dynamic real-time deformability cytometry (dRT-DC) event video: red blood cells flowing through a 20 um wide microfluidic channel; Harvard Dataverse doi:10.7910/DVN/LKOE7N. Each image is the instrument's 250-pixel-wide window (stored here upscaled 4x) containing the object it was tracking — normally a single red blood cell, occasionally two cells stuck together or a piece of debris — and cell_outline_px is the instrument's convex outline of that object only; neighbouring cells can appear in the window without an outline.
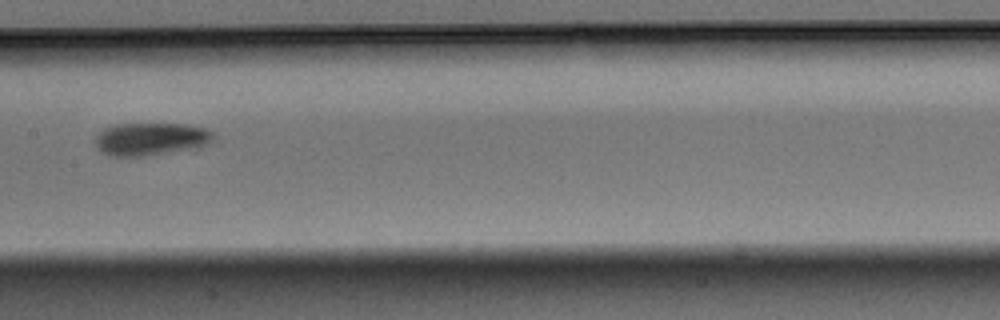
{"species": "Egyptian fruit bat (a non-hibernating species)", "species_latin": "Rousettus aegyptiacus", "temperature_condition": "warm", "stored_images_in_passage": 15, "camera_frame_rate_fps": 3000, "um_per_image_px": 0.085, "animal": {"sex": "male"}, "frame": {"image": 1, "passage_image": 8, "time_ms": 2.333, "image_size_px": [1000, 320], "cell_outline_px": [[216, 136], [208, 144], [188, 148], [144, 156], [108, 156], [100, 152], [96, 148], [96, 136], [104, 128], [120, 124], [188, 124], [204, 128], [212, 132]], "centroid_in_image_um": [12.77, 11.81], "position_along_channel_um": 194.6, "area_um2": 22.25}}
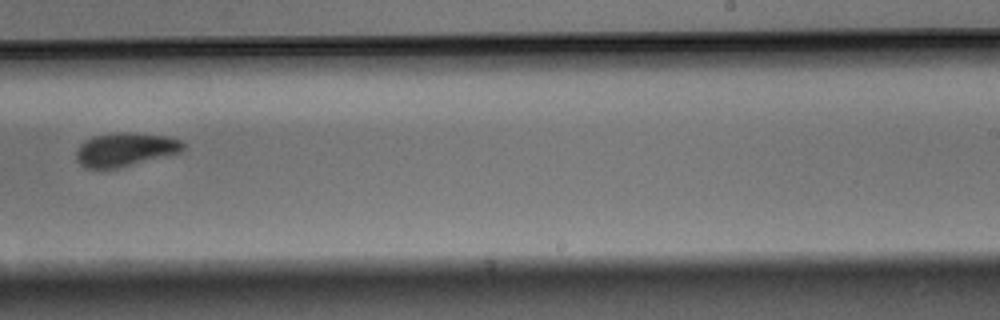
{"frame": {"image": 2, "passage_image": 10, "time_ms": 3.0, "image_size_px": [1000, 320], "cell_outline_px": [[184, 148], [180, 152], [116, 168], [84, 168], [76, 160], [76, 152], [80, 144], [92, 136], [116, 132], [132, 132], [168, 136], [180, 140], [184, 144]], "centroid_in_image_um": [10.61, 12.69], "position_along_channel_um": 278.4, "area_um2": 20.81}}
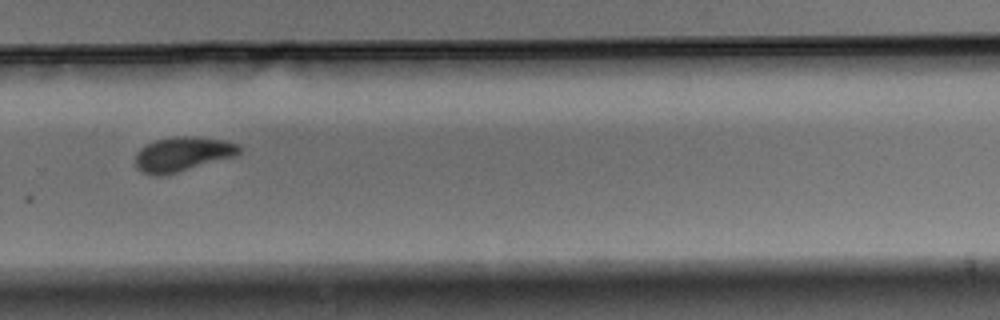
{"frame": {"image": 3, "passage_image": 11, "time_ms": 3.333, "image_size_px": [1000, 320], "cell_outline_px": [[240, 152], [236, 156], [164, 176], [148, 176], [140, 172], [136, 168], [136, 152], [140, 148], [156, 140], [176, 136], [196, 136], [224, 140], [240, 144]], "centroid_in_image_um": [15.5, 13.12], "position_along_channel_um": 314.3, "area_um2": 21.21}}